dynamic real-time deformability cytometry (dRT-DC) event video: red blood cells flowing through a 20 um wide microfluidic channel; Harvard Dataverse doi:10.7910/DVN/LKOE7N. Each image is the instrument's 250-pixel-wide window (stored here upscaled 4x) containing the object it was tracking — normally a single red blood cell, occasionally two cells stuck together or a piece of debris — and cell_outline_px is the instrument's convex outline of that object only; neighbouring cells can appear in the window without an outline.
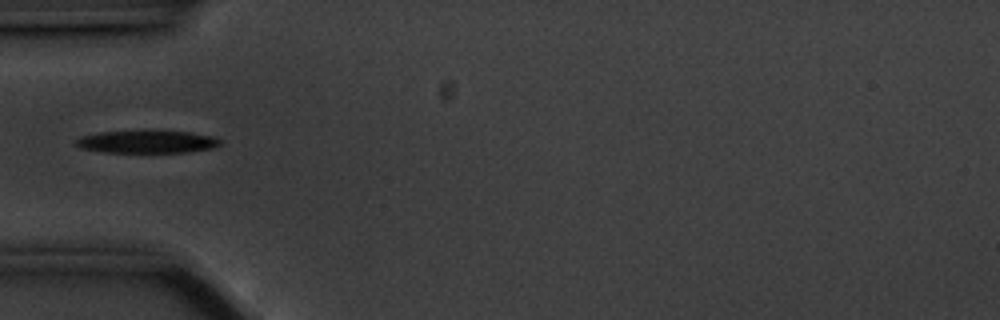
{"species": "common noctule bat (a hibernating species)", "species_latin": "Nyctalus noctula", "temperature_condition": "cold", "stored_images_in_passage": 40, "camera_frame_rate_fps": 3000, "um_per_image_px": 0.085, "animal": {"sex": "male", "body_mass_g": 20.1, "forearm_length_mm": 53.5}, "frame": {"image": 1, "passage_image": 1, "time_ms": 0.0, "image_size_px": [1000, 320], "cell_outline_px": [[220, 144], [212, 148], [188, 152], [104, 152], [80, 148], [72, 144], [80, 136], [100, 132], [144, 128], [188, 132], [212, 136], [220, 140]], "centroid_in_image_um": [12.42, 12.01], "position_along_channel_um": 72.6, "area_um2": 19.83}}
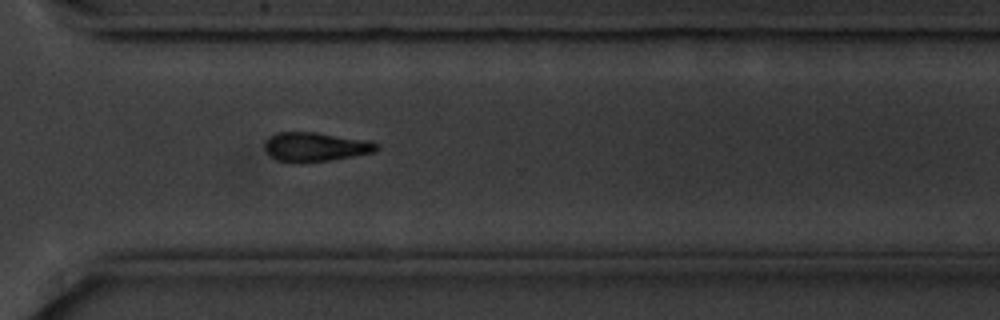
{"frame": {"image": 2, "passage_image": 24, "time_ms": 7.667, "image_size_px": [1000, 320], "cell_outline_px": [[380, 148], [376, 152], [328, 160], [300, 164], [296, 164], [276, 160], [264, 148], [264, 144], [272, 136], [280, 132], [316, 132], [368, 140], [380, 144]], "centroid_in_image_um": [26.85, 12.5], "position_along_channel_um": 343.7, "area_um2": 19.13}}
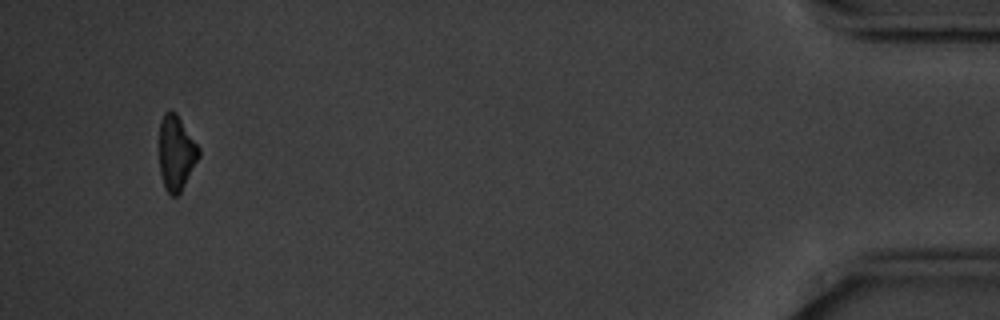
{"frame": {"image": 3, "passage_image": 37, "time_ms": 12.0, "image_size_px": [1000, 320], "cell_outline_px": [[200, 156], [180, 192], [176, 196], [172, 196], [164, 188], [160, 172], [160, 120], [164, 112], [168, 108], [172, 108], [176, 112], [200, 148]], "centroid_in_image_um": [14.97, 12.95], "position_along_channel_um": 420.2, "area_um2": 17.34}}